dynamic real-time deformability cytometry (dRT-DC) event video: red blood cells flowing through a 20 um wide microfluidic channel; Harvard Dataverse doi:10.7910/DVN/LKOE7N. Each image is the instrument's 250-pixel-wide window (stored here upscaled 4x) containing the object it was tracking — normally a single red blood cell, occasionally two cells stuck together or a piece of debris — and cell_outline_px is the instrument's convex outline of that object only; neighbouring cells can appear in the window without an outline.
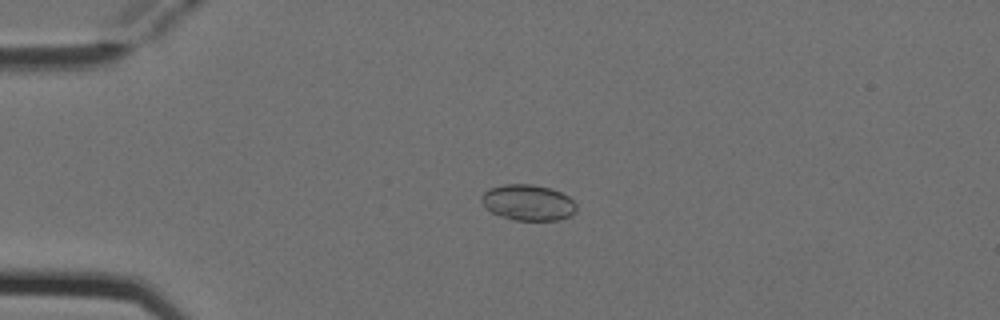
{"species": "Egyptian fruit bat (a non-hibernating species)", "species_latin": "Rousettus aegyptiacus", "temperature_condition": "cold", "stored_images_in_passage": 3, "camera_frame_rate_fps": 3000, "um_per_image_px": 0.085, "animal": {"sex": "female"}, "frame": {"image": 1, "passage_image": 2, "time_ms": 0.333, "image_size_px": [1000, 320], "cell_outline_px": [[576, 208], [568, 216], [560, 220], [512, 220], [500, 216], [492, 212], [480, 200], [480, 196], [488, 188], [504, 184], [532, 184], [552, 188], [568, 196], [576, 204]], "centroid_in_image_um": [44.86, 17.2], "position_along_channel_um": 40.1, "area_um2": 19.83}}